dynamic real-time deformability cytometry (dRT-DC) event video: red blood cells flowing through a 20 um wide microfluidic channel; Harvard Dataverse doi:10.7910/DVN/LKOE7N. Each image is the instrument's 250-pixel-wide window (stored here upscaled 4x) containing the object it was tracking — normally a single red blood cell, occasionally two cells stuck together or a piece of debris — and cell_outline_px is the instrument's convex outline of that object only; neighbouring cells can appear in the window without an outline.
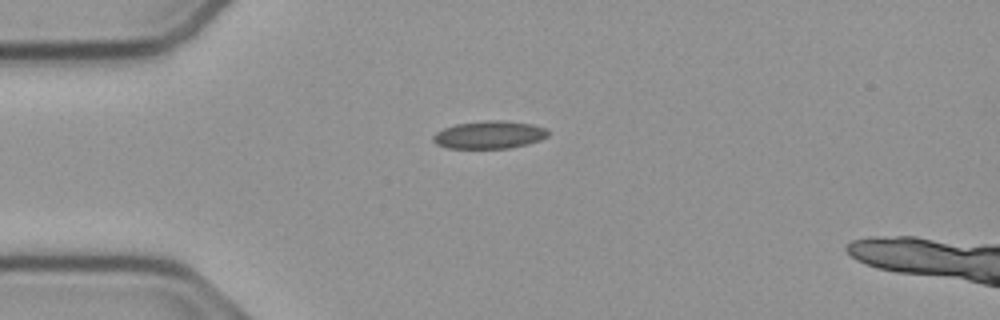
{"species": "common noctule bat (a hibernating species)", "species_latin": "Nyctalus noctula", "temperature_condition": "cold", "stored_images_in_passage": 41, "camera_frame_rate_fps": 3000, "um_per_image_px": 0.085, "animal": {"sex": "male", "body_mass_g": 23.1, "forearm_length_mm": 52.7}, "frame": {"image": 1, "passage_image": 1, "time_ms": 0.0, "image_size_px": [1000, 320], "cell_outline_px": [[548, 136], [540, 140], [528, 144], [508, 148], [448, 148], [436, 144], [432, 140], [432, 136], [436, 132], [444, 128], [456, 124], [492, 120], [496, 120], [532, 124], [548, 128]], "centroid_in_image_um": [41.6, 11.46], "position_along_channel_um": 43.4, "area_um2": 18.5}}
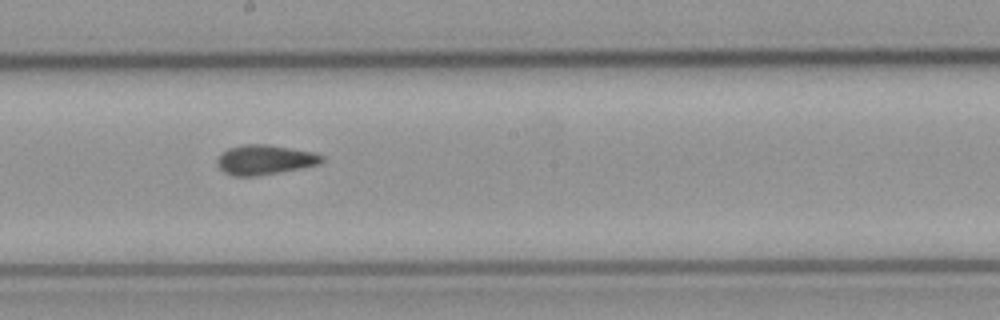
{"frame": {"image": 2, "passage_image": 17, "time_ms": 5.333, "image_size_px": [1000, 320], "cell_outline_px": [[324, 160], [320, 164], [300, 168], [256, 176], [232, 176], [224, 172], [216, 164], [216, 160], [228, 148], [244, 144], [268, 144], [312, 152], [324, 156]], "centroid_in_image_um": [22.5, 13.58], "position_along_channel_um": 225.7, "area_um2": 18.03}}
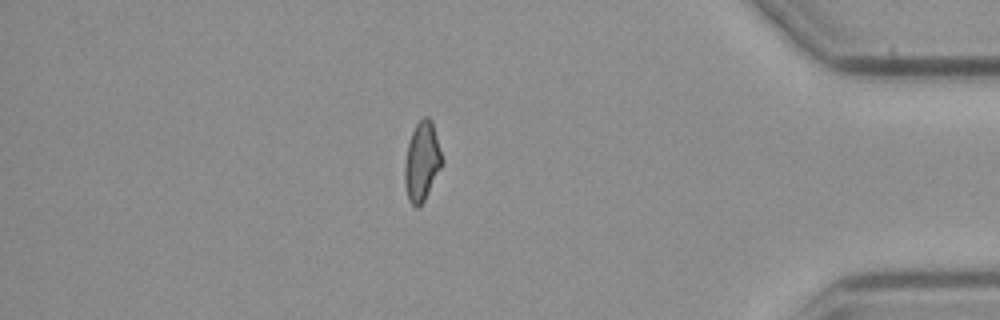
{"frame": {"image": 3, "passage_image": 34, "time_ms": 11.0, "image_size_px": [1000, 320], "cell_outline_px": [[444, 164], [424, 200], [416, 208], [408, 200], [404, 184], [404, 164], [408, 144], [412, 132], [416, 124], [424, 116], [428, 116], [432, 120], [444, 160]], "centroid_in_image_um": [35.88, 13.72], "position_along_channel_um": 399.3, "area_um2": 17.46}, "authors_computed_cell_mechanics": {"area_um2": 17.5134, "velocity_mm_per_s": 3.768, "shape_relaxation_time_tau1_ms": null, "shape_relaxation_time_tau2_ms": 2.3192, "deformation_change_tau1": null, "deformation_change_tau2": 0.0887}}